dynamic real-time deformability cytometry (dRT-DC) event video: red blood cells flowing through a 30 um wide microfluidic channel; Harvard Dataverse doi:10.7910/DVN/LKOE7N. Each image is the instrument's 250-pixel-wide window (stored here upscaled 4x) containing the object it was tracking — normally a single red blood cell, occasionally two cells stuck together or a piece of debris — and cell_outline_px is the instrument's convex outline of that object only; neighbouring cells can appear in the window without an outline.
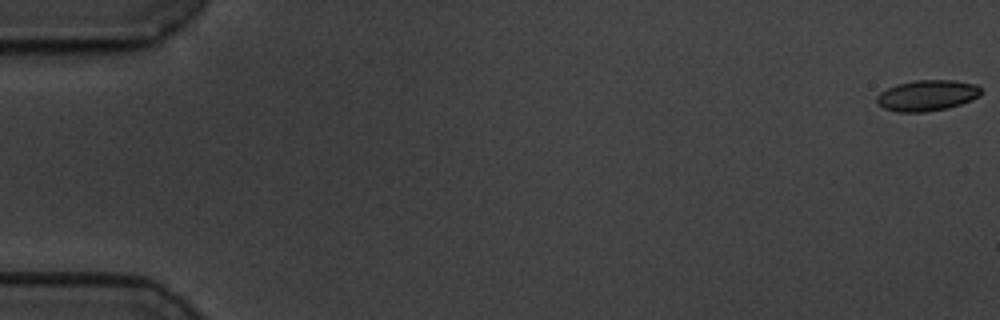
{"species": "common noctule bat (a hibernating species)", "species_latin": "Nyctalus noctula", "temperature_condition": "cold", "stored_images_in_passage": 59, "camera_frame_rate_fps": 3000, "um_per_image_px": 0.085, "animal": {"sex": "male", "body_mass_g": 19.5, "forearm_length_mm": 54.6}, "frame": {"image": 1, "passage_image": 1, "time_ms": 0.0, "image_size_px": [1000, 320], "cell_outline_px": [[984, 92], [980, 96], [972, 100], [960, 104], [944, 108], [924, 112], [896, 112], [884, 108], [876, 104], [876, 96], [880, 92], [896, 84], [916, 80], [956, 80], [976, 84]], "centroid_in_image_um": [78.8, 8.1], "position_along_channel_um": 6.2, "area_um2": 18.9}}
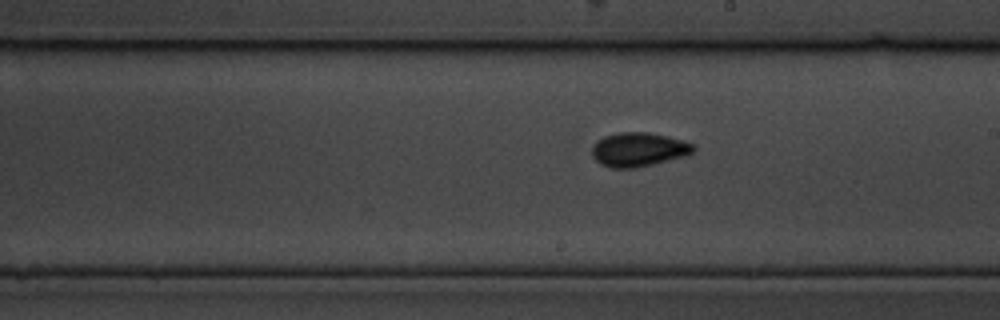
{"frame": {"image": 2, "passage_image": 34, "time_ms": 11.0, "image_size_px": [1000, 320], "cell_outline_px": [[696, 148], [692, 152], [684, 156], [636, 168], [612, 168], [600, 164], [592, 156], [592, 148], [604, 136], [616, 132], [648, 132], [668, 136], [684, 140], [696, 144]], "centroid_in_image_um": [54.3, 12.7], "position_along_channel_um": 234.7, "area_um2": 20.11}}
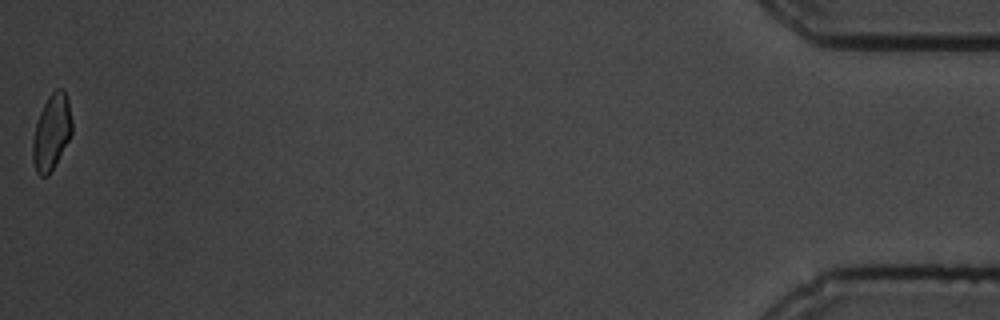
{"frame": {"image": 3, "passage_image": 59, "time_ms": 19.333, "image_size_px": [1000, 320], "cell_outline_px": [[72, 132], [68, 140], [48, 176], [40, 176], [36, 172], [32, 160], [32, 140], [36, 124], [40, 112], [48, 96], [56, 88], [64, 88], [68, 100], [72, 120]], "centroid_in_image_um": [4.37, 11.21], "position_along_channel_um": 430.8, "area_um2": 17.22}, "authors_computed_cell_mechanics": {"area_um2": 18.5538, "velocity_mm_per_s": 3.4694, "shape_relaxation_time_tau1_ms": 3.4598, "shape_relaxation_time_tau2_ms": 3.6903, "deformation_change_tau1": 0.0934, "deformation_change_tau2": 0.0454}}